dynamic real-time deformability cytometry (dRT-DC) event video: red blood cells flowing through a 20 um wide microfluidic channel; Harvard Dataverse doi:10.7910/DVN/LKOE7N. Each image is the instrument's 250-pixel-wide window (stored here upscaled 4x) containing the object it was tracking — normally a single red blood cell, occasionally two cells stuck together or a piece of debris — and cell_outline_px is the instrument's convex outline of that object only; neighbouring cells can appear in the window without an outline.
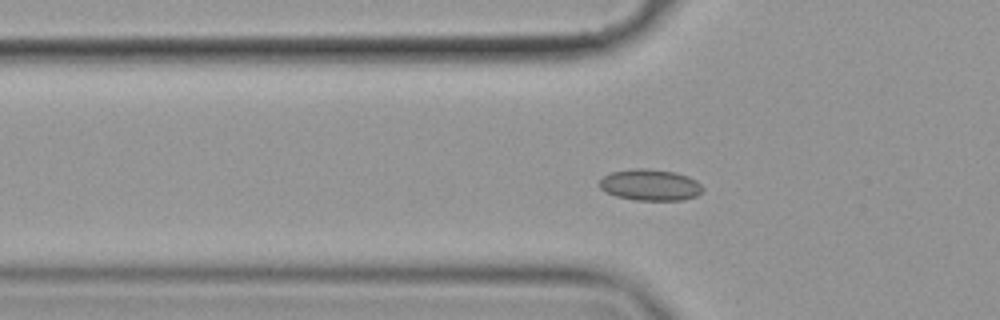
{"species": "common noctule bat (a hibernating species)", "species_latin": "Nyctalus noctula", "temperature_condition": "cold", "stored_images_in_passage": 57, "camera_frame_rate_fps": 3000, "um_per_image_px": 0.085, "animal": {"sex": "female", "body_mass_g": 19.9}, "frame": {"image": 1, "passage_image": 18, "time_ms": 5.667, "image_size_px": [1000, 320], "cell_outline_px": [[704, 188], [696, 196], [684, 200], [636, 200], [616, 196], [604, 192], [596, 184], [604, 176], [612, 172], [632, 168], [648, 168], [676, 172], [688, 176], [696, 180]], "centroid_in_image_um": [55.24, 15.71], "position_along_channel_um": 70.6, "area_um2": 19.07}}
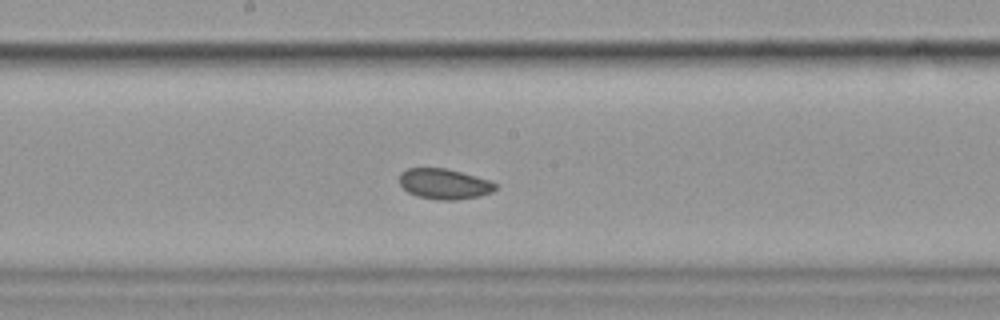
{"frame": {"image": 2, "passage_image": 30, "time_ms": 9.667, "image_size_px": [1000, 320], "cell_outline_px": [[500, 184], [492, 192], [480, 196], [456, 200], [440, 200], [416, 196], [408, 192], [400, 184], [400, 172], [408, 168], [444, 168], [492, 180]], "centroid_in_image_um": [37.8, 15.64], "position_along_channel_um": 210.4, "area_um2": 17.17}}
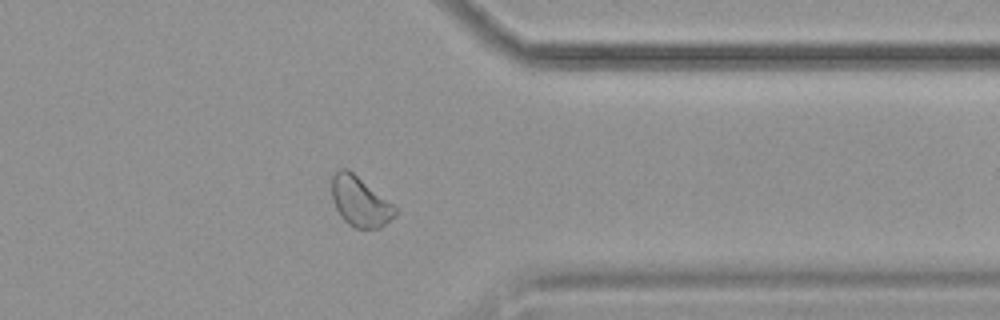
{"frame": {"image": 3, "passage_image": 45, "time_ms": 14.667, "image_size_px": [1000, 320], "cell_outline_px": [[396, 216], [380, 228], [356, 228], [348, 224], [340, 216], [332, 200], [332, 176], [340, 168], [348, 168], [392, 204], [396, 208]], "centroid_in_image_um": [30.58, 17.14], "position_along_channel_um": 380.8, "area_um2": 18.26}, "authors_computed_cell_mechanics": {"area_um2": 18.3804, "velocity_mm_per_s": 3.5125, "shape_relaxation_time_tau1_ms": null, "shape_relaxation_time_tau2_ms": 7.46, "deformation_change_tau1": null, "deformation_change_tau2": 0.0805}}